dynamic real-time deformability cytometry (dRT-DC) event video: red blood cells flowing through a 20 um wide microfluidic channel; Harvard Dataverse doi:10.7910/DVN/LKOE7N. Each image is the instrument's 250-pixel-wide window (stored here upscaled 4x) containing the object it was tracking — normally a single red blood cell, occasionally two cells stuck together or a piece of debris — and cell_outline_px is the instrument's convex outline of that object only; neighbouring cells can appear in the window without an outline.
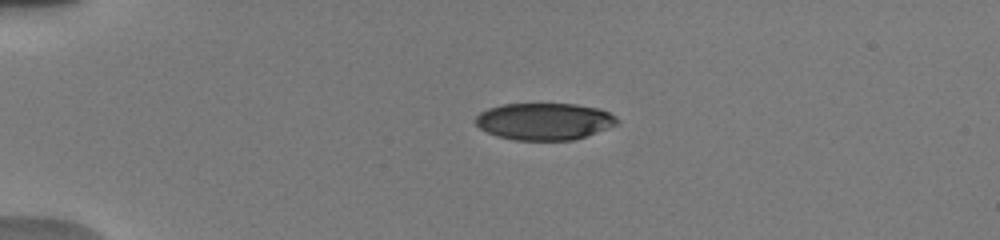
{"species": "human", "species_latin": "Homo sapiens", "temperature_condition": "warm", "stored_images_in_passage": 30, "camera_frame_rate_fps": 3000, "um_per_image_px": 0.085, "donor": {"sex": "male"}, "frame": {"image": 1, "passage_image": 1, "time_ms": 0.0, "image_size_px": [1000, 240], "cell_outline_px": [[620, 124], [572, 140], [512, 140], [496, 136], [480, 128], [476, 124], [476, 116], [480, 112], [488, 108], [500, 104], [576, 104], [600, 108], [616, 116], [620, 120]], "centroid_in_image_um": [46.28, 10.31], "position_along_channel_um": 38.7, "area_um2": 30.63}}
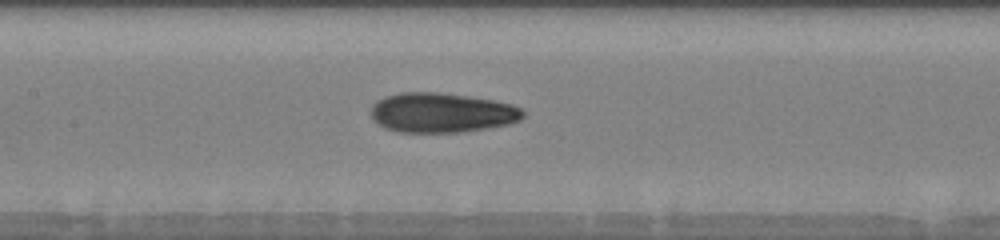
{"frame": {"image": 2, "passage_image": 9, "time_ms": 4.667, "image_size_px": [1000, 240], "cell_outline_px": [[524, 116], [520, 120], [508, 124], [460, 132], [400, 132], [384, 128], [372, 120], [372, 104], [376, 100], [384, 96], [400, 92], [440, 92], [468, 96], [492, 100], [512, 104], [524, 108]], "centroid_in_image_um": [37.53, 9.57], "position_along_channel_um": 169.9, "area_um2": 35.37}}
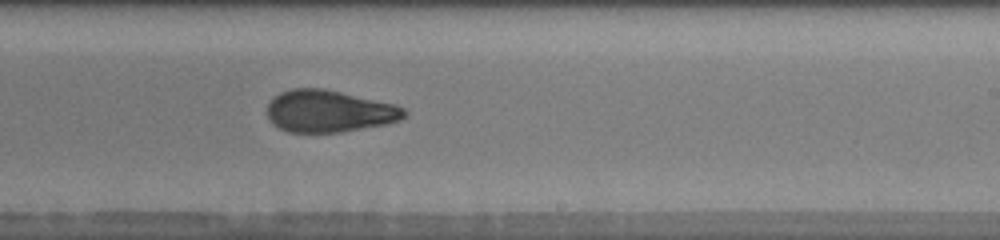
{"frame": {"image": 3, "passage_image": 15, "time_ms": 7.0, "image_size_px": [1000, 240], "cell_outline_px": [[408, 112], [400, 120], [388, 124], [340, 132], [288, 132], [272, 124], [268, 116], [268, 104], [280, 92], [292, 88], [324, 88], [396, 104], [404, 108]], "centroid_in_image_um": [28.0, 9.45], "position_along_channel_um": 261.0, "area_um2": 33.64}, "authors_computed_cell_mechanics": {"area_um2": 33.3506, "velocity_mm_per_s": 3.9205, "shape_relaxation_time_tau1_ms": 6.0766, "shape_relaxation_time_tau2_ms": 1.4413, "deformation_change_tau1": 0.1972, "deformation_change_tau2": 0.0804}}